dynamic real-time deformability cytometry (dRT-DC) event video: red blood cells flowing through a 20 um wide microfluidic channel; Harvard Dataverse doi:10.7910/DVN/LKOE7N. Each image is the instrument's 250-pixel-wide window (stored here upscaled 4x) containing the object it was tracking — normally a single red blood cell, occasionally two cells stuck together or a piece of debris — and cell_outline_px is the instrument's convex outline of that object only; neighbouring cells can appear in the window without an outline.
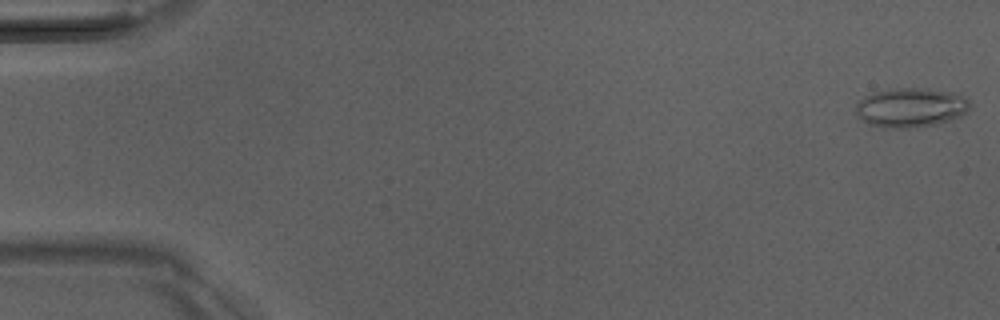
{"species": "Egyptian fruit bat (a non-hibernating species)", "species_latin": "Rousettus aegyptiacus", "temperature_condition": "room temperature", "stored_images_in_passage": 50, "camera_frame_rate_fps": 3000, "um_per_image_px": 0.085, "animal": {"sex": "male"}, "frame": {"image": 1, "passage_image": 1, "time_ms": 0.0, "image_size_px": [1000, 320], "cell_outline_px": [[972, 108], [960, 116], [936, 124], [912, 128], [884, 128], [868, 124], [860, 120], [856, 116], [856, 104], [864, 96], [872, 92], [896, 88], [928, 88], [960, 92], [972, 104]], "centroid_in_image_um": [77.43, 9.13], "position_along_channel_um": 7.6, "area_um2": 26.82}}
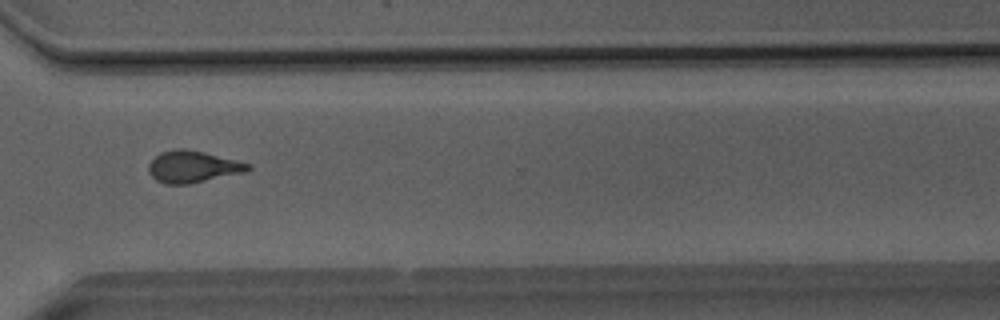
{"frame": {"image": 2, "passage_image": 38, "time_ms": 12.333, "image_size_px": [1000, 320], "cell_outline_px": [[252, 168], [244, 172], [188, 184], [168, 184], [156, 180], [148, 172], [148, 164], [160, 152], [176, 148], [184, 148], [204, 152], [252, 164]], "centroid_in_image_um": [16.37, 14.16], "position_along_channel_um": 354.2, "area_um2": 18.32}}
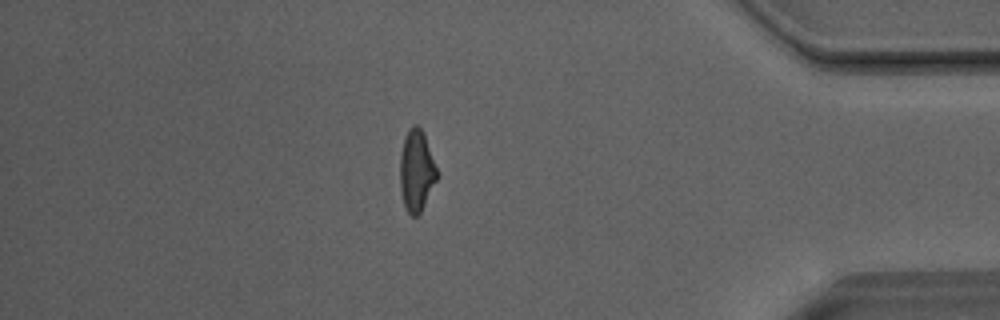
{"frame": {"image": 3, "passage_image": 44, "time_ms": 14.333, "image_size_px": [1000, 320], "cell_outline_px": [[440, 176], [420, 212], [416, 216], [412, 216], [408, 212], [404, 204], [400, 188], [400, 152], [404, 136], [408, 128], [412, 124], [416, 124], [424, 132]], "centroid_in_image_um": [35.41, 14.46], "position_along_channel_um": 399.8, "area_um2": 17.92}, "authors_computed_cell_mechanics": {"area_um2": 18.2359, "velocity_mm_per_s": 4.0782, "shape_relaxation_time_tau1_ms": null, "shape_relaxation_time_tau2_ms": 2.0801, "deformation_change_tau1": null, "deformation_change_tau2": 0.1137}}